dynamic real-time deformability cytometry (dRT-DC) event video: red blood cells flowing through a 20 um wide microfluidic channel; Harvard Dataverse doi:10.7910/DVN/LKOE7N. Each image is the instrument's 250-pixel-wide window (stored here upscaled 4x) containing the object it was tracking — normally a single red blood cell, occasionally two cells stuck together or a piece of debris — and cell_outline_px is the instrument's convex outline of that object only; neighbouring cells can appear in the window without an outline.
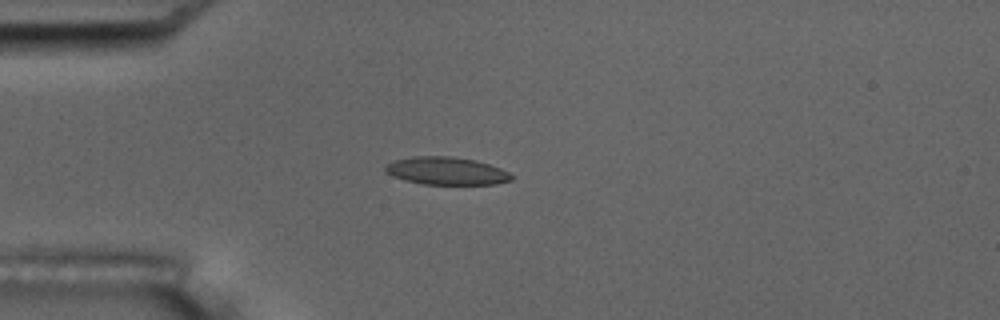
{"species": "common noctule bat (a hibernating species)", "species_latin": "Nyctalus noctula", "temperature_condition": "room temperature", "stored_images_in_passage": 11, "camera_frame_rate_fps": 3000, "um_per_image_px": 0.085, "animal": {"sex": "male", "body_mass_g": 17.5, "forearm_length_mm": 52.3}, "frame": {"image": 1, "passage_image": 5, "time_ms": 4.667, "image_size_px": [1000, 320], "cell_outline_px": [[512, 180], [496, 184], [424, 184], [404, 180], [392, 176], [384, 172], [384, 168], [392, 160], [412, 156], [452, 156], [476, 160], [500, 168], [508, 172], [512, 176]], "centroid_in_image_um": [37.9, 14.52], "position_along_channel_um": 47.1, "area_um2": 20.46}}